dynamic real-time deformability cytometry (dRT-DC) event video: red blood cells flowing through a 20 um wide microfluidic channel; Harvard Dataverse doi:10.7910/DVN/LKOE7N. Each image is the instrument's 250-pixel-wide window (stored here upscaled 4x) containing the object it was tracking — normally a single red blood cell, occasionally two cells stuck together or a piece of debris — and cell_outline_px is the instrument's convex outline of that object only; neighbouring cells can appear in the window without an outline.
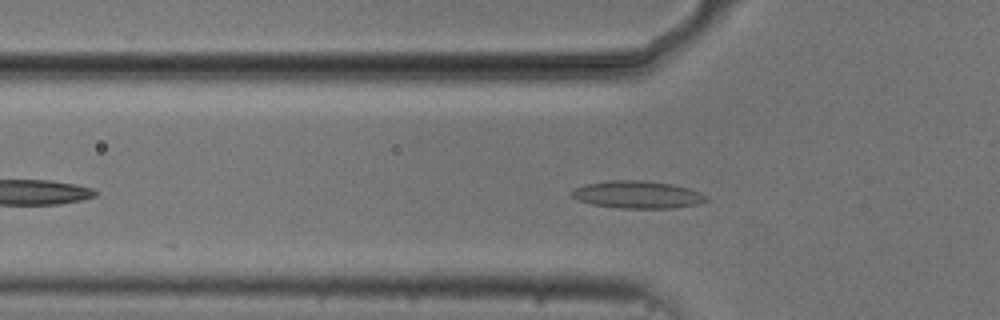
{"species": "common noctule bat (a hibernating species)", "species_latin": "Nyctalus noctula", "temperature_condition": "cold", "stored_images_in_passage": 47, "camera_frame_rate_fps": 3000, "um_per_image_px": 0.085, "animal": {"sex": "male", "body_mass_g": 20.5, "forearm_length_mm": 52.5}, "frame": {"image": 1, "passage_image": 10, "time_ms": 3.0, "image_size_px": [1000, 320], "cell_outline_px": [[708, 200], [700, 204], [672, 208], [616, 208], [592, 204], [580, 200], [572, 196], [572, 192], [576, 188], [584, 184], [608, 180], [640, 180], [672, 184], [688, 188], [700, 192], [708, 196]], "centroid_in_image_um": [54.23, 16.54], "position_along_channel_um": 71.6, "area_um2": 21.5}}
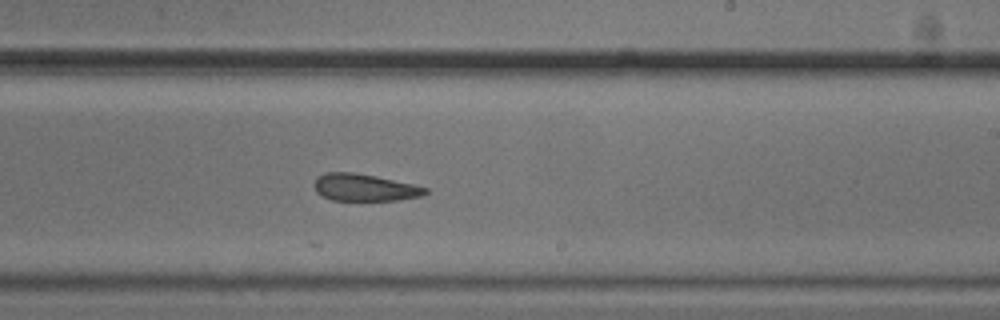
{"frame": {"image": 2, "passage_image": 25, "time_ms": 8.0, "image_size_px": [1000, 320], "cell_outline_px": [[428, 192], [420, 196], [396, 200], [332, 200], [320, 196], [316, 192], [312, 184], [316, 176], [324, 172], [352, 172], [376, 176], [412, 184], [428, 188]], "centroid_in_image_um": [30.9, 15.93], "position_along_channel_um": 258.1, "area_um2": 17.69}}
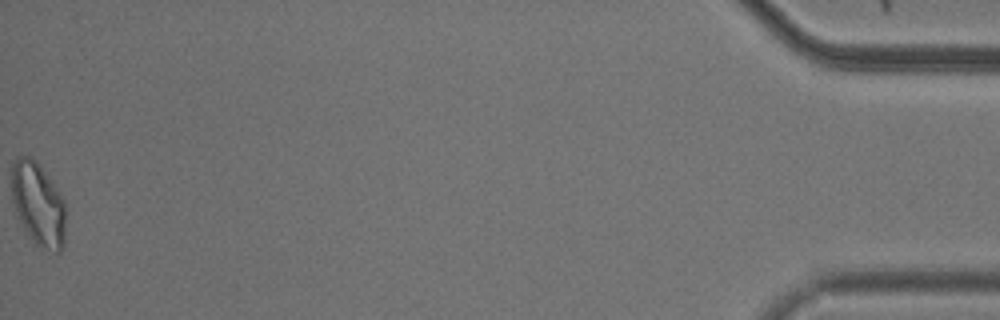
{"frame": {"image": 3, "passage_image": 47, "time_ms": 15.333, "image_size_px": [1000, 320], "cell_outline_px": [[64, 244], [60, 252], [56, 252], [36, 244], [32, 240], [16, 216], [12, 200], [12, 164], [16, 156], [28, 156], [36, 160], [48, 176], [64, 200]], "centroid_in_image_um": [3.22, 17.32], "position_along_channel_um": 432.0, "area_um2": 26.07}, "authors_computed_cell_mechanics": {"area_um2": 19.4208, "velocity_mm_per_s": 3.7108, "shape_relaxation_time_tau1_ms": null, "shape_relaxation_time_tau2_ms": 4.4616, "deformation_change_tau1": null, "deformation_change_tau2": 0.1227}}